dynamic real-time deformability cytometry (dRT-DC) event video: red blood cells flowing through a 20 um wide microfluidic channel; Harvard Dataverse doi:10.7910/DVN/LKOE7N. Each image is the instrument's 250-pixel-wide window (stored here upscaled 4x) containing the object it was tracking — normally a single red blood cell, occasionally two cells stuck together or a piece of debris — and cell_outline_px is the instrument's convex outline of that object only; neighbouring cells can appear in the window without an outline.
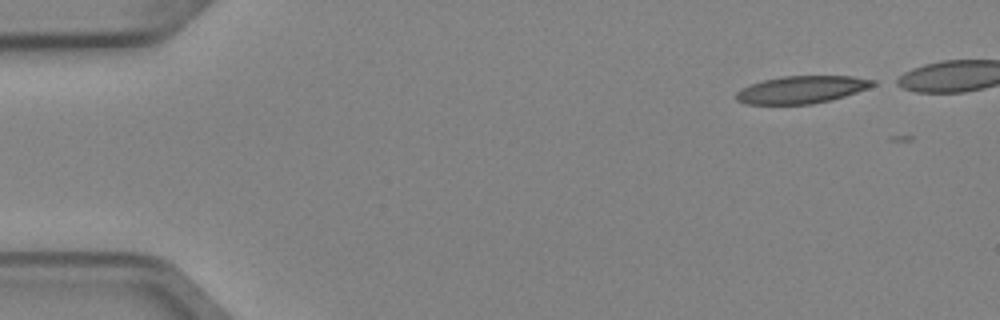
{"species": "Egyptian fruit bat (a non-hibernating species)", "species_latin": "Rousettus aegyptiacus", "temperature_condition": "cold", "stored_images_in_passage": 4, "camera_frame_rate_fps": 3000, "um_per_image_px": 0.085, "animal": {"sex": "female"}, "frame": {"image": 1, "passage_image": 1, "time_ms": 0.0, "image_size_px": [1000, 320], "cell_outline_px": [[876, 84], [868, 88], [832, 100], [812, 104], [744, 104], [736, 100], [736, 92], [752, 84], [764, 80], [784, 76], [852, 76], [876, 80]], "centroid_in_image_um": [68.16, 7.62], "position_along_channel_um": 16.8, "area_um2": 21.73}}